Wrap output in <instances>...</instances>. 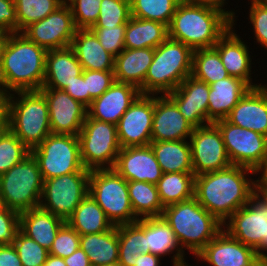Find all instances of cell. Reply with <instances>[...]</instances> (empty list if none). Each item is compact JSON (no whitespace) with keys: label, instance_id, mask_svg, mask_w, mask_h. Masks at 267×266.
Returning <instances> with one entry per match:
<instances>
[{"label":"cell","instance_id":"23","mask_svg":"<svg viewBox=\"0 0 267 266\" xmlns=\"http://www.w3.org/2000/svg\"><path fill=\"white\" fill-rule=\"evenodd\" d=\"M226 120L267 137V87L250 88L233 107Z\"/></svg>","mask_w":267,"mask_h":266},{"label":"cell","instance_id":"24","mask_svg":"<svg viewBox=\"0 0 267 266\" xmlns=\"http://www.w3.org/2000/svg\"><path fill=\"white\" fill-rule=\"evenodd\" d=\"M234 25L235 23L219 38L213 47L219 52L222 64L230 76L245 81L251 88L259 87L262 85L261 83L260 85L252 83V59L249 54V47L242 42L240 35L235 33Z\"/></svg>","mask_w":267,"mask_h":266},{"label":"cell","instance_id":"32","mask_svg":"<svg viewBox=\"0 0 267 266\" xmlns=\"http://www.w3.org/2000/svg\"><path fill=\"white\" fill-rule=\"evenodd\" d=\"M168 38V26L152 20L131 16L125 29L124 48L155 49Z\"/></svg>","mask_w":267,"mask_h":266},{"label":"cell","instance_id":"37","mask_svg":"<svg viewBox=\"0 0 267 266\" xmlns=\"http://www.w3.org/2000/svg\"><path fill=\"white\" fill-rule=\"evenodd\" d=\"M127 187L133 212L138 219L162 215L164 207L155 184L128 181Z\"/></svg>","mask_w":267,"mask_h":266},{"label":"cell","instance_id":"43","mask_svg":"<svg viewBox=\"0 0 267 266\" xmlns=\"http://www.w3.org/2000/svg\"><path fill=\"white\" fill-rule=\"evenodd\" d=\"M13 246L18 253L22 266H43L49 255L48 250L21 231L18 232Z\"/></svg>","mask_w":267,"mask_h":266},{"label":"cell","instance_id":"50","mask_svg":"<svg viewBox=\"0 0 267 266\" xmlns=\"http://www.w3.org/2000/svg\"><path fill=\"white\" fill-rule=\"evenodd\" d=\"M0 28L7 34L17 32V14L14 0H0Z\"/></svg>","mask_w":267,"mask_h":266},{"label":"cell","instance_id":"26","mask_svg":"<svg viewBox=\"0 0 267 266\" xmlns=\"http://www.w3.org/2000/svg\"><path fill=\"white\" fill-rule=\"evenodd\" d=\"M250 88L245 81L233 76L210 84L208 124L226 119Z\"/></svg>","mask_w":267,"mask_h":266},{"label":"cell","instance_id":"38","mask_svg":"<svg viewBox=\"0 0 267 266\" xmlns=\"http://www.w3.org/2000/svg\"><path fill=\"white\" fill-rule=\"evenodd\" d=\"M191 76L208 85L229 77L219 52L214 48H201L193 52Z\"/></svg>","mask_w":267,"mask_h":266},{"label":"cell","instance_id":"14","mask_svg":"<svg viewBox=\"0 0 267 266\" xmlns=\"http://www.w3.org/2000/svg\"><path fill=\"white\" fill-rule=\"evenodd\" d=\"M189 140L195 176L223 170L232 165L221 131L215 123L194 128Z\"/></svg>","mask_w":267,"mask_h":266},{"label":"cell","instance_id":"44","mask_svg":"<svg viewBox=\"0 0 267 266\" xmlns=\"http://www.w3.org/2000/svg\"><path fill=\"white\" fill-rule=\"evenodd\" d=\"M102 0H72L68 3L77 29H90L98 20Z\"/></svg>","mask_w":267,"mask_h":266},{"label":"cell","instance_id":"19","mask_svg":"<svg viewBox=\"0 0 267 266\" xmlns=\"http://www.w3.org/2000/svg\"><path fill=\"white\" fill-rule=\"evenodd\" d=\"M209 91L210 85L190 75L167 96L185 119L197 128L208 124Z\"/></svg>","mask_w":267,"mask_h":266},{"label":"cell","instance_id":"63","mask_svg":"<svg viewBox=\"0 0 267 266\" xmlns=\"http://www.w3.org/2000/svg\"><path fill=\"white\" fill-rule=\"evenodd\" d=\"M62 4H68L69 2H71L72 0H59Z\"/></svg>","mask_w":267,"mask_h":266},{"label":"cell","instance_id":"4","mask_svg":"<svg viewBox=\"0 0 267 266\" xmlns=\"http://www.w3.org/2000/svg\"><path fill=\"white\" fill-rule=\"evenodd\" d=\"M161 216L175 232L182 250L194 256L224 229L194 197L165 207Z\"/></svg>","mask_w":267,"mask_h":266},{"label":"cell","instance_id":"39","mask_svg":"<svg viewBox=\"0 0 267 266\" xmlns=\"http://www.w3.org/2000/svg\"><path fill=\"white\" fill-rule=\"evenodd\" d=\"M182 0H130L131 16L169 26L177 5Z\"/></svg>","mask_w":267,"mask_h":266},{"label":"cell","instance_id":"57","mask_svg":"<svg viewBox=\"0 0 267 266\" xmlns=\"http://www.w3.org/2000/svg\"><path fill=\"white\" fill-rule=\"evenodd\" d=\"M259 172H262L261 176L256 180L257 182V190L259 192H267V157L263 166L257 171V175Z\"/></svg>","mask_w":267,"mask_h":266},{"label":"cell","instance_id":"65","mask_svg":"<svg viewBox=\"0 0 267 266\" xmlns=\"http://www.w3.org/2000/svg\"><path fill=\"white\" fill-rule=\"evenodd\" d=\"M7 129H0V135Z\"/></svg>","mask_w":267,"mask_h":266},{"label":"cell","instance_id":"40","mask_svg":"<svg viewBox=\"0 0 267 266\" xmlns=\"http://www.w3.org/2000/svg\"><path fill=\"white\" fill-rule=\"evenodd\" d=\"M17 14V32L46 18L62 3L59 0H14Z\"/></svg>","mask_w":267,"mask_h":266},{"label":"cell","instance_id":"33","mask_svg":"<svg viewBox=\"0 0 267 266\" xmlns=\"http://www.w3.org/2000/svg\"><path fill=\"white\" fill-rule=\"evenodd\" d=\"M149 145L163 173L193 172L189 141H151Z\"/></svg>","mask_w":267,"mask_h":266},{"label":"cell","instance_id":"25","mask_svg":"<svg viewBox=\"0 0 267 266\" xmlns=\"http://www.w3.org/2000/svg\"><path fill=\"white\" fill-rule=\"evenodd\" d=\"M83 69L71 46L48 50L42 88L63 90Z\"/></svg>","mask_w":267,"mask_h":266},{"label":"cell","instance_id":"35","mask_svg":"<svg viewBox=\"0 0 267 266\" xmlns=\"http://www.w3.org/2000/svg\"><path fill=\"white\" fill-rule=\"evenodd\" d=\"M119 259L123 266H134L135 260L149 253L146 243V218L135 223L118 225Z\"/></svg>","mask_w":267,"mask_h":266},{"label":"cell","instance_id":"13","mask_svg":"<svg viewBox=\"0 0 267 266\" xmlns=\"http://www.w3.org/2000/svg\"><path fill=\"white\" fill-rule=\"evenodd\" d=\"M221 131L228 158L232 165L257 171L267 157V137L236 125L226 119L216 121Z\"/></svg>","mask_w":267,"mask_h":266},{"label":"cell","instance_id":"34","mask_svg":"<svg viewBox=\"0 0 267 266\" xmlns=\"http://www.w3.org/2000/svg\"><path fill=\"white\" fill-rule=\"evenodd\" d=\"M66 222L80 236L105 232L114 227L104 211L89 193Z\"/></svg>","mask_w":267,"mask_h":266},{"label":"cell","instance_id":"46","mask_svg":"<svg viewBox=\"0 0 267 266\" xmlns=\"http://www.w3.org/2000/svg\"><path fill=\"white\" fill-rule=\"evenodd\" d=\"M126 25L105 28H90L96 35L104 49L114 57L118 56L124 48Z\"/></svg>","mask_w":267,"mask_h":266},{"label":"cell","instance_id":"61","mask_svg":"<svg viewBox=\"0 0 267 266\" xmlns=\"http://www.w3.org/2000/svg\"><path fill=\"white\" fill-rule=\"evenodd\" d=\"M7 33L0 28V43L5 39Z\"/></svg>","mask_w":267,"mask_h":266},{"label":"cell","instance_id":"18","mask_svg":"<svg viewBox=\"0 0 267 266\" xmlns=\"http://www.w3.org/2000/svg\"><path fill=\"white\" fill-rule=\"evenodd\" d=\"M50 119L51 133L78 136L87 117V107L63 90L41 88Z\"/></svg>","mask_w":267,"mask_h":266},{"label":"cell","instance_id":"29","mask_svg":"<svg viewBox=\"0 0 267 266\" xmlns=\"http://www.w3.org/2000/svg\"><path fill=\"white\" fill-rule=\"evenodd\" d=\"M71 47L83 70L114 71L115 57L104 49L90 29H77Z\"/></svg>","mask_w":267,"mask_h":266},{"label":"cell","instance_id":"22","mask_svg":"<svg viewBox=\"0 0 267 266\" xmlns=\"http://www.w3.org/2000/svg\"><path fill=\"white\" fill-rule=\"evenodd\" d=\"M140 94V90L134 85L115 81L100 97L92 100L87 108V115L92 119L117 125Z\"/></svg>","mask_w":267,"mask_h":266},{"label":"cell","instance_id":"8","mask_svg":"<svg viewBox=\"0 0 267 266\" xmlns=\"http://www.w3.org/2000/svg\"><path fill=\"white\" fill-rule=\"evenodd\" d=\"M114 226L135 223L127 181L114 169H95L89 175V192Z\"/></svg>","mask_w":267,"mask_h":266},{"label":"cell","instance_id":"41","mask_svg":"<svg viewBox=\"0 0 267 266\" xmlns=\"http://www.w3.org/2000/svg\"><path fill=\"white\" fill-rule=\"evenodd\" d=\"M31 151L9 129L0 135V175L23 161Z\"/></svg>","mask_w":267,"mask_h":266},{"label":"cell","instance_id":"62","mask_svg":"<svg viewBox=\"0 0 267 266\" xmlns=\"http://www.w3.org/2000/svg\"><path fill=\"white\" fill-rule=\"evenodd\" d=\"M102 266H123V265L118 261V262H115V263H112V264H105V265H102Z\"/></svg>","mask_w":267,"mask_h":266},{"label":"cell","instance_id":"53","mask_svg":"<svg viewBox=\"0 0 267 266\" xmlns=\"http://www.w3.org/2000/svg\"><path fill=\"white\" fill-rule=\"evenodd\" d=\"M10 96L11 93L0 88V129H8Z\"/></svg>","mask_w":267,"mask_h":266},{"label":"cell","instance_id":"47","mask_svg":"<svg viewBox=\"0 0 267 266\" xmlns=\"http://www.w3.org/2000/svg\"><path fill=\"white\" fill-rule=\"evenodd\" d=\"M86 80V93H89V106L92 100L100 97L115 82L114 71L83 70Z\"/></svg>","mask_w":267,"mask_h":266},{"label":"cell","instance_id":"54","mask_svg":"<svg viewBox=\"0 0 267 266\" xmlns=\"http://www.w3.org/2000/svg\"><path fill=\"white\" fill-rule=\"evenodd\" d=\"M189 3L195 4V5H202V6H208L214 9H217L221 12H223L234 24L235 20V12L231 11H226L224 5L227 3L225 2L226 0H186Z\"/></svg>","mask_w":267,"mask_h":266},{"label":"cell","instance_id":"16","mask_svg":"<svg viewBox=\"0 0 267 266\" xmlns=\"http://www.w3.org/2000/svg\"><path fill=\"white\" fill-rule=\"evenodd\" d=\"M154 96L140 94L118 121L116 127L121 148L151 143Z\"/></svg>","mask_w":267,"mask_h":266},{"label":"cell","instance_id":"12","mask_svg":"<svg viewBox=\"0 0 267 266\" xmlns=\"http://www.w3.org/2000/svg\"><path fill=\"white\" fill-rule=\"evenodd\" d=\"M227 220L223 224V228H226L224 230L253 248L261 258V243L267 237V195L256 190L249 202Z\"/></svg>","mask_w":267,"mask_h":266},{"label":"cell","instance_id":"49","mask_svg":"<svg viewBox=\"0 0 267 266\" xmlns=\"http://www.w3.org/2000/svg\"><path fill=\"white\" fill-rule=\"evenodd\" d=\"M19 213L3 207L0 209V246L13 245L20 231Z\"/></svg>","mask_w":267,"mask_h":266},{"label":"cell","instance_id":"17","mask_svg":"<svg viewBox=\"0 0 267 266\" xmlns=\"http://www.w3.org/2000/svg\"><path fill=\"white\" fill-rule=\"evenodd\" d=\"M211 266H267L256 251L231 237L224 229L197 255Z\"/></svg>","mask_w":267,"mask_h":266},{"label":"cell","instance_id":"15","mask_svg":"<svg viewBox=\"0 0 267 266\" xmlns=\"http://www.w3.org/2000/svg\"><path fill=\"white\" fill-rule=\"evenodd\" d=\"M76 26L68 4H62L46 18L27 26L21 33L48 50L71 46Z\"/></svg>","mask_w":267,"mask_h":266},{"label":"cell","instance_id":"52","mask_svg":"<svg viewBox=\"0 0 267 266\" xmlns=\"http://www.w3.org/2000/svg\"><path fill=\"white\" fill-rule=\"evenodd\" d=\"M0 266H22V262L13 245L0 246Z\"/></svg>","mask_w":267,"mask_h":266},{"label":"cell","instance_id":"3","mask_svg":"<svg viewBox=\"0 0 267 266\" xmlns=\"http://www.w3.org/2000/svg\"><path fill=\"white\" fill-rule=\"evenodd\" d=\"M233 25L221 11L182 0L168 26V38L193 50L213 47Z\"/></svg>","mask_w":267,"mask_h":266},{"label":"cell","instance_id":"42","mask_svg":"<svg viewBox=\"0 0 267 266\" xmlns=\"http://www.w3.org/2000/svg\"><path fill=\"white\" fill-rule=\"evenodd\" d=\"M130 18V0H102L98 20L91 28L127 25Z\"/></svg>","mask_w":267,"mask_h":266},{"label":"cell","instance_id":"30","mask_svg":"<svg viewBox=\"0 0 267 266\" xmlns=\"http://www.w3.org/2000/svg\"><path fill=\"white\" fill-rule=\"evenodd\" d=\"M146 243L149 247V253L159 257L167 254H175L172 256L173 266L187 265L180 243L175 232L162 216L146 218ZM171 252V253H170Z\"/></svg>","mask_w":267,"mask_h":266},{"label":"cell","instance_id":"21","mask_svg":"<svg viewBox=\"0 0 267 266\" xmlns=\"http://www.w3.org/2000/svg\"><path fill=\"white\" fill-rule=\"evenodd\" d=\"M193 129L194 127L185 119L177 105L167 95H155L152 141L186 140L192 135Z\"/></svg>","mask_w":267,"mask_h":266},{"label":"cell","instance_id":"45","mask_svg":"<svg viewBox=\"0 0 267 266\" xmlns=\"http://www.w3.org/2000/svg\"><path fill=\"white\" fill-rule=\"evenodd\" d=\"M80 247V235L65 222L56 234L49 254L65 258Z\"/></svg>","mask_w":267,"mask_h":266},{"label":"cell","instance_id":"28","mask_svg":"<svg viewBox=\"0 0 267 266\" xmlns=\"http://www.w3.org/2000/svg\"><path fill=\"white\" fill-rule=\"evenodd\" d=\"M19 221L20 231L48 251L60 227L66 222L41 207L20 213Z\"/></svg>","mask_w":267,"mask_h":266},{"label":"cell","instance_id":"5","mask_svg":"<svg viewBox=\"0 0 267 266\" xmlns=\"http://www.w3.org/2000/svg\"><path fill=\"white\" fill-rule=\"evenodd\" d=\"M194 50L167 38L154 49V58L144 80V94L167 95L191 75Z\"/></svg>","mask_w":267,"mask_h":266},{"label":"cell","instance_id":"1","mask_svg":"<svg viewBox=\"0 0 267 266\" xmlns=\"http://www.w3.org/2000/svg\"><path fill=\"white\" fill-rule=\"evenodd\" d=\"M248 173L256 174L252 169L231 165L223 170L196 175L194 198L224 224L232 214L249 202L257 190L256 180H252Z\"/></svg>","mask_w":267,"mask_h":266},{"label":"cell","instance_id":"56","mask_svg":"<svg viewBox=\"0 0 267 266\" xmlns=\"http://www.w3.org/2000/svg\"><path fill=\"white\" fill-rule=\"evenodd\" d=\"M161 258L151 253L141 254L137 260H135L134 266H160Z\"/></svg>","mask_w":267,"mask_h":266},{"label":"cell","instance_id":"55","mask_svg":"<svg viewBox=\"0 0 267 266\" xmlns=\"http://www.w3.org/2000/svg\"><path fill=\"white\" fill-rule=\"evenodd\" d=\"M64 261L67 266H91L87 254L79 247L70 256L65 257Z\"/></svg>","mask_w":267,"mask_h":266},{"label":"cell","instance_id":"59","mask_svg":"<svg viewBox=\"0 0 267 266\" xmlns=\"http://www.w3.org/2000/svg\"><path fill=\"white\" fill-rule=\"evenodd\" d=\"M267 237L264 238L263 242L261 243V259L267 264Z\"/></svg>","mask_w":267,"mask_h":266},{"label":"cell","instance_id":"27","mask_svg":"<svg viewBox=\"0 0 267 266\" xmlns=\"http://www.w3.org/2000/svg\"><path fill=\"white\" fill-rule=\"evenodd\" d=\"M153 58V48H125L115 57V81L134 85L140 90L141 94H144V80Z\"/></svg>","mask_w":267,"mask_h":266},{"label":"cell","instance_id":"51","mask_svg":"<svg viewBox=\"0 0 267 266\" xmlns=\"http://www.w3.org/2000/svg\"><path fill=\"white\" fill-rule=\"evenodd\" d=\"M63 91L87 108L89 107V93H86V80H84L83 71L79 76L75 77V80L68 84Z\"/></svg>","mask_w":267,"mask_h":266},{"label":"cell","instance_id":"48","mask_svg":"<svg viewBox=\"0 0 267 266\" xmlns=\"http://www.w3.org/2000/svg\"><path fill=\"white\" fill-rule=\"evenodd\" d=\"M250 24L253 25V31L257 43L267 50V1L250 0Z\"/></svg>","mask_w":267,"mask_h":266},{"label":"cell","instance_id":"9","mask_svg":"<svg viewBox=\"0 0 267 266\" xmlns=\"http://www.w3.org/2000/svg\"><path fill=\"white\" fill-rule=\"evenodd\" d=\"M31 154L38 163L43 180L91 171L82 163L78 136L51 133L31 150Z\"/></svg>","mask_w":267,"mask_h":266},{"label":"cell","instance_id":"10","mask_svg":"<svg viewBox=\"0 0 267 266\" xmlns=\"http://www.w3.org/2000/svg\"><path fill=\"white\" fill-rule=\"evenodd\" d=\"M78 138L82 163L86 169L114 168L121 150L116 125L87 115Z\"/></svg>","mask_w":267,"mask_h":266},{"label":"cell","instance_id":"11","mask_svg":"<svg viewBox=\"0 0 267 266\" xmlns=\"http://www.w3.org/2000/svg\"><path fill=\"white\" fill-rule=\"evenodd\" d=\"M90 172L78 171L44 180L39 207L66 221L88 195Z\"/></svg>","mask_w":267,"mask_h":266},{"label":"cell","instance_id":"64","mask_svg":"<svg viewBox=\"0 0 267 266\" xmlns=\"http://www.w3.org/2000/svg\"><path fill=\"white\" fill-rule=\"evenodd\" d=\"M3 207H4V204H3L2 197H1V194H0V209H2Z\"/></svg>","mask_w":267,"mask_h":266},{"label":"cell","instance_id":"60","mask_svg":"<svg viewBox=\"0 0 267 266\" xmlns=\"http://www.w3.org/2000/svg\"><path fill=\"white\" fill-rule=\"evenodd\" d=\"M3 51H4V40L0 43V72L2 69Z\"/></svg>","mask_w":267,"mask_h":266},{"label":"cell","instance_id":"36","mask_svg":"<svg viewBox=\"0 0 267 266\" xmlns=\"http://www.w3.org/2000/svg\"><path fill=\"white\" fill-rule=\"evenodd\" d=\"M194 180L193 172L163 173L156 184L163 207L193 198Z\"/></svg>","mask_w":267,"mask_h":266},{"label":"cell","instance_id":"7","mask_svg":"<svg viewBox=\"0 0 267 266\" xmlns=\"http://www.w3.org/2000/svg\"><path fill=\"white\" fill-rule=\"evenodd\" d=\"M44 180L32 154L0 175V194L5 207L19 214L40 205Z\"/></svg>","mask_w":267,"mask_h":266},{"label":"cell","instance_id":"6","mask_svg":"<svg viewBox=\"0 0 267 266\" xmlns=\"http://www.w3.org/2000/svg\"><path fill=\"white\" fill-rule=\"evenodd\" d=\"M8 129L30 151L51 134L48 105L40 90L11 93Z\"/></svg>","mask_w":267,"mask_h":266},{"label":"cell","instance_id":"31","mask_svg":"<svg viewBox=\"0 0 267 266\" xmlns=\"http://www.w3.org/2000/svg\"><path fill=\"white\" fill-rule=\"evenodd\" d=\"M80 247L87 254L91 266L118 262V226L105 232L80 236Z\"/></svg>","mask_w":267,"mask_h":266},{"label":"cell","instance_id":"58","mask_svg":"<svg viewBox=\"0 0 267 266\" xmlns=\"http://www.w3.org/2000/svg\"><path fill=\"white\" fill-rule=\"evenodd\" d=\"M43 266H67L64 258L49 254Z\"/></svg>","mask_w":267,"mask_h":266},{"label":"cell","instance_id":"20","mask_svg":"<svg viewBox=\"0 0 267 266\" xmlns=\"http://www.w3.org/2000/svg\"><path fill=\"white\" fill-rule=\"evenodd\" d=\"M128 181L157 184L163 171L150 145L121 148L113 168Z\"/></svg>","mask_w":267,"mask_h":266},{"label":"cell","instance_id":"2","mask_svg":"<svg viewBox=\"0 0 267 266\" xmlns=\"http://www.w3.org/2000/svg\"><path fill=\"white\" fill-rule=\"evenodd\" d=\"M46 53L45 48L21 32L7 34L4 39L0 88L9 93L40 90L45 77Z\"/></svg>","mask_w":267,"mask_h":266}]
</instances>
